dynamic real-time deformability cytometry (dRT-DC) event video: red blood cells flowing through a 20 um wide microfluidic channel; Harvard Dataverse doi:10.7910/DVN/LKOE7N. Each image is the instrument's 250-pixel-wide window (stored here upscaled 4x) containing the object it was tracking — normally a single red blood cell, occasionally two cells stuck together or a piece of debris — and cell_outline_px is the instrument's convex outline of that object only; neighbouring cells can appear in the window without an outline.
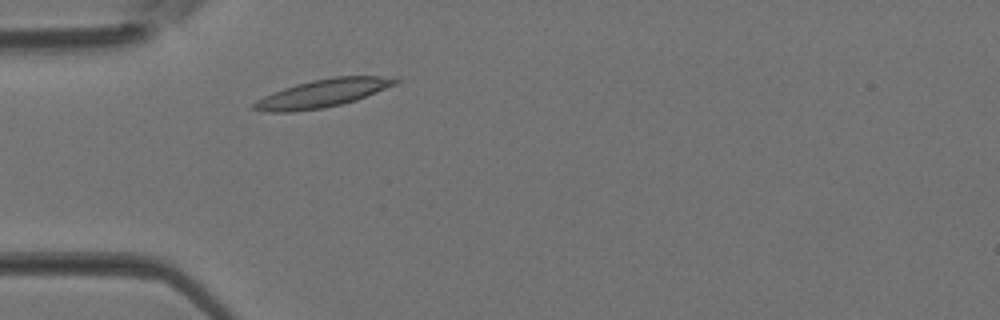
{"species": "Egyptian fruit bat (a non-hibernating species)", "species_latin": "Rousettus aegyptiacus", "temperature_condition": "room temperature", "stored_images_in_passage": 2, "camera_frame_rate_fps": 3000, "um_per_image_px": 0.085, "animal": {"sex": "female"}, "frame": {"image": 1, "passage_image": 2, "time_ms": 0.333, "image_size_px": [1000, 320], "cell_outline_px": [[400, 80], [396, 84], [356, 100], [324, 108], [292, 112], [264, 112], [252, 108], [252, 104], [256, 100], [272, 92], [296, 84], [312, 80], [332, 76], [396, 76]], "centroid_in_image_um": [27.43, 7.92], "position_along_channel_um": 57.6, "area_um2": 23.18}}